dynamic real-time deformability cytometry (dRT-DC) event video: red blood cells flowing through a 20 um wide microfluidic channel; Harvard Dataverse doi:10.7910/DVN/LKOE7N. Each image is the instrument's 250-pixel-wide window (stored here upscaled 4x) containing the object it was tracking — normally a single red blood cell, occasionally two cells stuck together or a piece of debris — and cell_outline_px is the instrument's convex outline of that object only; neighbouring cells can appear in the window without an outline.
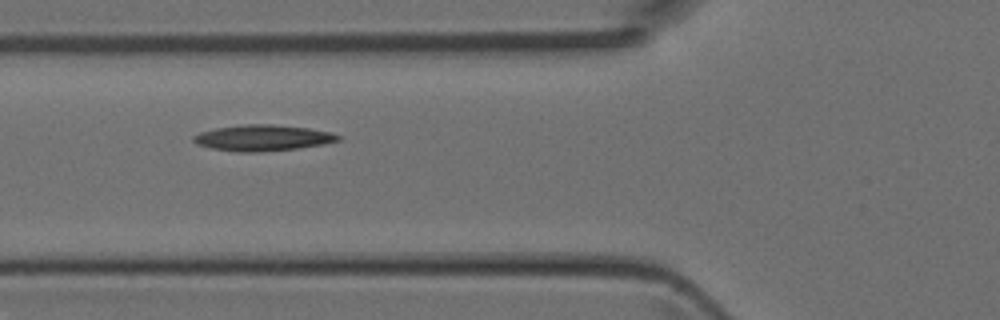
{"species": "Egyptian fruit bat (a non-hibernating species)", "species_latin": "Rousettus aegyptiacus", "temperature_condition": "room temperature", "stored_images_in_passage": 2, "camera_frame_rate_fps": 3000, "um_per_image_px": 0.085, "animal": {"sex": "female"}, "frame": {"image": 1, "passage_image": 2, "time_ms": 0.333, "image_size_px": [1000, 320], "cell_outline_px": [[340, 140], [324, 144], [296, 148], [260, 152], [236, 152], [212, 148], [196, 144], [192, 140], [192, 136], [200, 132], [216, 128], [244, 124], [272, 124], [308, 128], [332, 132], [340, 136]], "centroid_in_image_um": [22.31, 11.72], "position_along_channel_um": 103.5, "area_um2": 21.91}}